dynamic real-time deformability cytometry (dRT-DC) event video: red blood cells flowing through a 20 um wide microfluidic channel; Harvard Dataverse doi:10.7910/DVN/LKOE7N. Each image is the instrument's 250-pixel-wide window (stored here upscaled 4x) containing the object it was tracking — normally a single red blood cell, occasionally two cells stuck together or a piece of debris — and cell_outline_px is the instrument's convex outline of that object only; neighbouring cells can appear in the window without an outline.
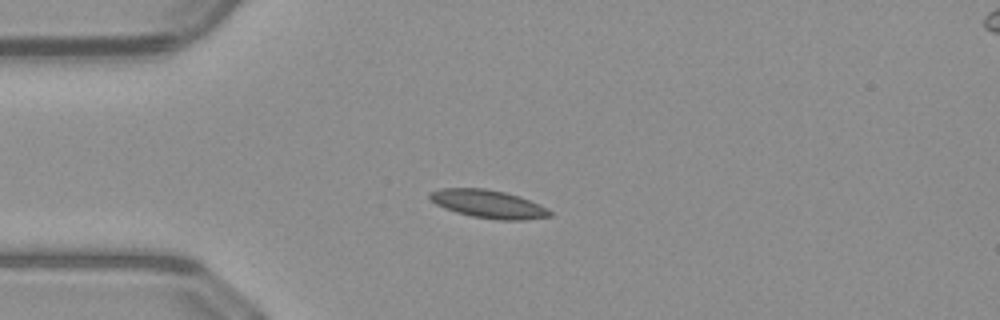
{"species": "common noctule bat (a hibernating species)", "species_latin": "Nyctalus noctula", "temperature_condition": "warm", "stored_images_in_passage": 46, "camera_frame_rate_fps": 3000, "um_per_image_px": 0.085, "animal": {"sex": "male", "body_mass_g": 23.1, "forearm_length_mm": 52.7}, "frame": {"image": 1, "passage_image": 12, "time_ms": 3.667, "image_size_px": [1000, 320], "cell_outline_px": [[552, 216], [524, 220], [496, 220], [472, 216], [456, 212], [444, 208], [436, 204], [428, 196], [428, 192], [440, 188], [484, 188], [504, 192], [520, 196], [540, 204], [552, 212]], "centroid_in_image_um": [41.51, 17.34], "position_along_channel_um": 43.5, "area_um2": 19.77}}
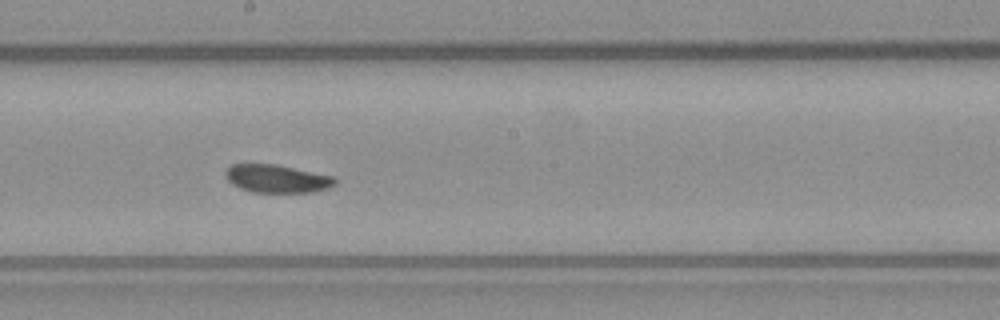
{"frame": {"image": 2, "passage_image": 27, "time_ms": 8.667, "image_size_px": [1000, 320], "cell_outline_px": [[336, 184], [328, 188], [312, 192], [252, 192], [240, 188], [232, 184], [228, 180], [224, 172], [232, 164], [276, 164], [336, 176]], "centroid_in_image_um": [23.57, 15.18], "position_along_channel_um": 224.6, "area_um2": 17.98}}
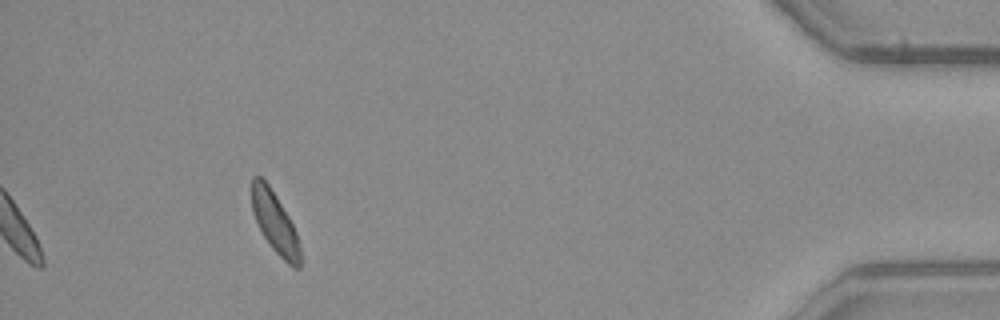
{"frame": {"image": 3, "passage_image": 46, "time_ms": 15.0, "image_size_px": [1000, 320], "cell_outline_px": [[300, 268], [292, 268], [272, 248], [264, 236], [252, 212], [252, 176], [260, 176], [268, 184], [276, 196], [288, 216], [296, 232], [300, 248]], "centroid_in_image_um": [23.37, 18.92], "position_along_channel_um": 411.8, "area_um2": 16.88}, "authors_computed_cell_mechanics": {"area_um2": 18.3804, "velocity_mm_per_s": 4.0126, "shape_relaxation_time_tau1_ms": 2.3926, "shape_relaxation_time_tau2_ms": null, "deformation_change_tau1": 0.0561, "deformation_change_tau2": null}}